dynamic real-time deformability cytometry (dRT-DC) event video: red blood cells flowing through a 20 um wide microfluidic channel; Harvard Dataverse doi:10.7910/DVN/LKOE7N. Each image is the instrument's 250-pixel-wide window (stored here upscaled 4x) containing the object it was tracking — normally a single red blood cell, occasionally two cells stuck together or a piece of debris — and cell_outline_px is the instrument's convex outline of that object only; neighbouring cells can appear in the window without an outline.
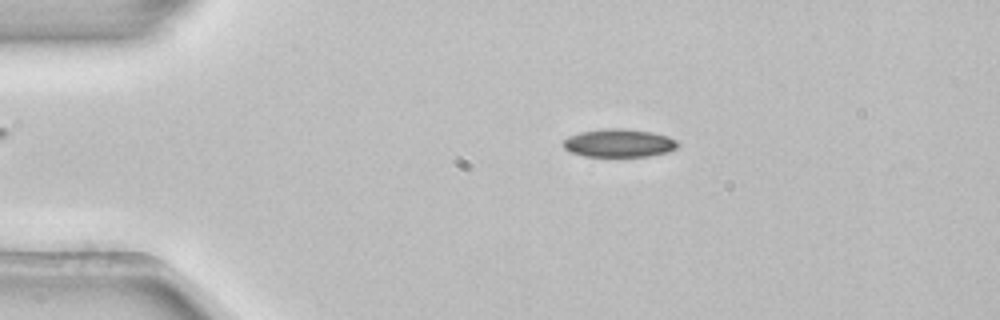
{"species": "common noctule bat (a hibernating species)", "species_latin": "Nyctalus noctula", "temperature_condition": "room temperature", "stored_images_in_passage": 52, "camera_frame_rate_fps": 3000, "um_per_image_px": 0.085, "animal": {"sex": "female", "body_mass_g": 22.7, "forearm_length_mm": 54.2}, "frame": {"image": 1, "passage_image": 10, "time_ms": 3.0, "image_size_px": [1000, 320], "cell_outline_px": [[680, 144], [676, 148], [668, 152], [648, 156], [584, 156], [568, 152], [564, 148], [564, 140], [568, 136], [580, 132], [604, 128], [624, 128], [652, 132], [668, 136], [676, 140]], "centroid_in_image_um": [52.61, 12.15], "position_along_channel_um": 32.4, "area_um2": 18.9}}
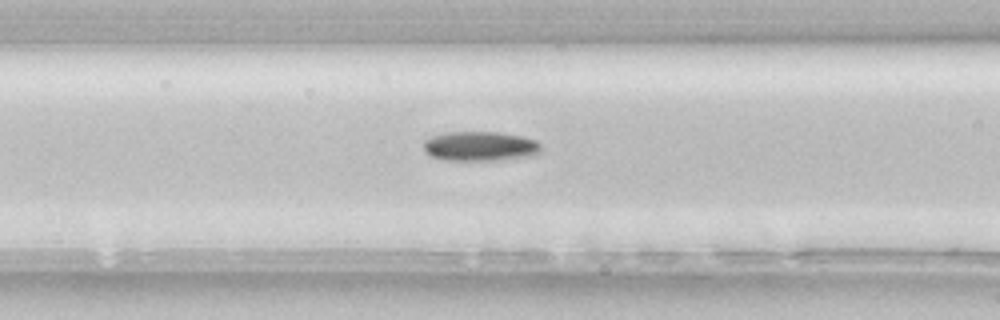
{"frame": {"image": 2, "passage_image": 21, "time_ms": 6.667, "image_size_px": [1000, 320], "cell_outline_px": [[540, 152], [528, 156], [492, 160], [448, 160], [432, 156], [424, 152], [424, 140], [432, 136], [448, 132], [496, 132], [524, 136], [536, 140], [540, 144]], "centroid_in_image_um": [40.79, 12.41], "position_along_channel_um": 125.8, "area_um2": 20.06}}
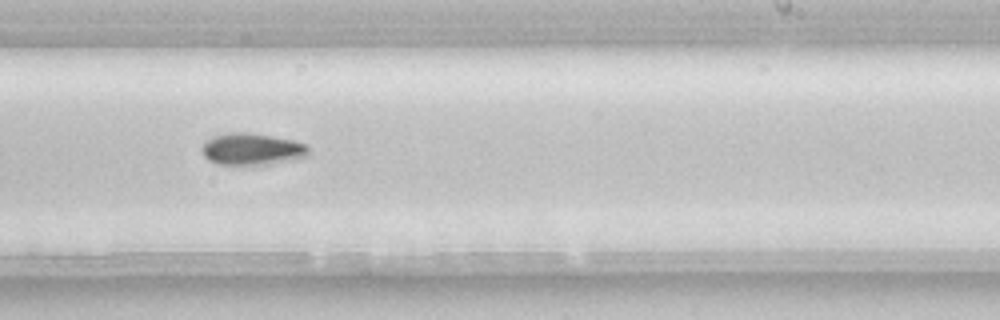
{"frame": {"image": 3, "passage_image": 32, "time_ms": 10.333, "image_size_px": [1000, 320], "cell_outline_px": [[308, 156], [272, 164], [216, 164], [208, 160], [200, 152], [200, 148], [204, 140], [212, 136], [228, 132], [248, 132], [272, 136], [292, 140], [308, 144]], "centroid_in_image_um": [21.36, 12.66], "position_along_channel_um": 267.6, "area_um2": 20.06}, "authors_computed_cell_mechanics": {"area_um2": 18.6694, "velocity_mm_per_s": 3.8771, "shape_relaxation_time_tau1_ms": 3.2908, "shape_relaxation_time_tau2_ms": null, "deformation_change_tau1": 0.0867, "deformation_change_tau2": null}}